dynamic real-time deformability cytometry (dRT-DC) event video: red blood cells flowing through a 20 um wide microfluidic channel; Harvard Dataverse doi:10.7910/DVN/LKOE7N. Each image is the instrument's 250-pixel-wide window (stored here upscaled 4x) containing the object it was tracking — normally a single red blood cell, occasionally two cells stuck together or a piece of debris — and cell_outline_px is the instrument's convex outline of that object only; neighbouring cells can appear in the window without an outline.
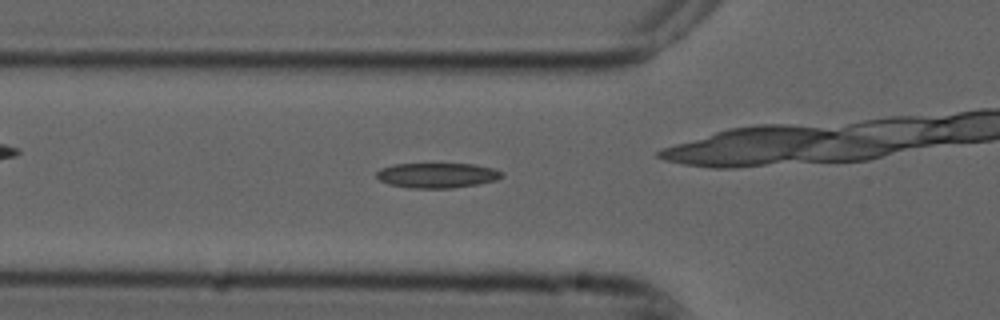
{"species": "common noctule bat (a hibernating species)", "species_latin": "Nyctalus noctula", "temperature_condition": "cold", "stored_images_in_passage": 44, "camera_frame_rate_fps": 3000, "um_per_image_px": 0.085, "animal": {"sex": "male", "forearm_length_mm": 52.5}, "frame": {"image": 1, "passage_image": 19, "time_ms": 6.0, "image_size_px": [1000, 320], "cell_outline_px": [[504, 176], [496, 180], [480, 184], [452, 188], [408, 188], [388, 184], [380, 180], [376, 176], [376, 172], [380, 168], [392, 164], [476, 164], [492, 168], [504, 172]], "centroid_in_image_um": [37.16, 14.9], "position_along_channel_um": 88.6, "area_um2": 18.5}}
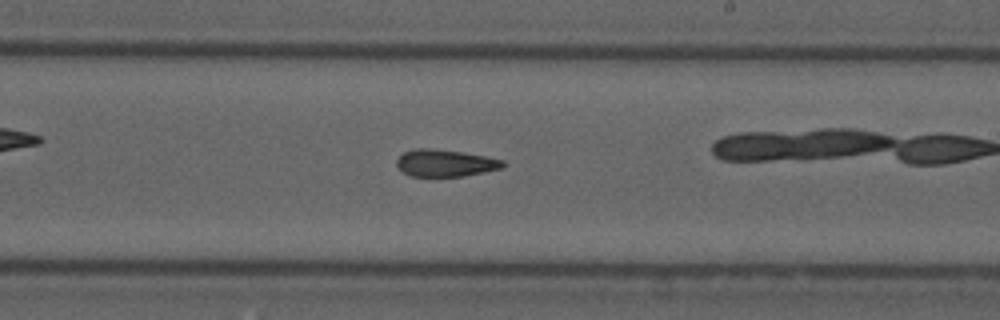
{"frame": {"image": 2, "passage_image": 32, "time_ms": 10.333, "image_size_px": [1000, 320], "cell_outline_px": [[504, 168], [464, 176], [412, 176], [404, 172], [396, 164], [396, 160], [404, 152], [416, 148], [428, 148], [460, 152], [484, 156], [504, 160]], "centroid_in_image_um": [37.86, 13.86], "position_along_channel_um": 251.1, "area_um2": 16.53}}